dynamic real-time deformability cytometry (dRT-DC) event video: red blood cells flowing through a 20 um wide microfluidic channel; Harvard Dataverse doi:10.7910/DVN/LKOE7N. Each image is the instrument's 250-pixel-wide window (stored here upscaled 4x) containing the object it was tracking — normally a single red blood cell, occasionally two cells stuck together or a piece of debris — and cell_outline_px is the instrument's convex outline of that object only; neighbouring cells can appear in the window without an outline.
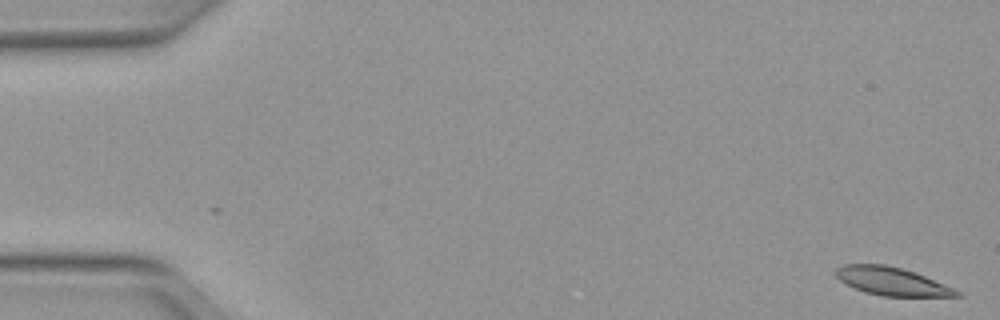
{"species": "Egyptian fruit bat (a non-hibernating species)", "species_latin": "Rousettus aegyptiacus", "temperature_condition": "warm", "stored_images_in_passage": 2, "camera_frame_rate_fps": 3000, "um_per_image_px": 0.085, "animal": {"sex": "female"}, "frame": {"image": 1, "passage_image": 2, "time_ms": 0.333, "image_size_px": [1000, 320], "cell_outline_px": [[964, 296], [884, 296], [864, 292], [840, 280], [836, 276], [836, 268], [844, 264], [884, 264], [900, 268], [924, 276], [952, 288], [960, 292]], "centroid_in_image_um": [75.77, 23.91], "position_along_channel_um": 9.2, "area_um2": 19.31}}